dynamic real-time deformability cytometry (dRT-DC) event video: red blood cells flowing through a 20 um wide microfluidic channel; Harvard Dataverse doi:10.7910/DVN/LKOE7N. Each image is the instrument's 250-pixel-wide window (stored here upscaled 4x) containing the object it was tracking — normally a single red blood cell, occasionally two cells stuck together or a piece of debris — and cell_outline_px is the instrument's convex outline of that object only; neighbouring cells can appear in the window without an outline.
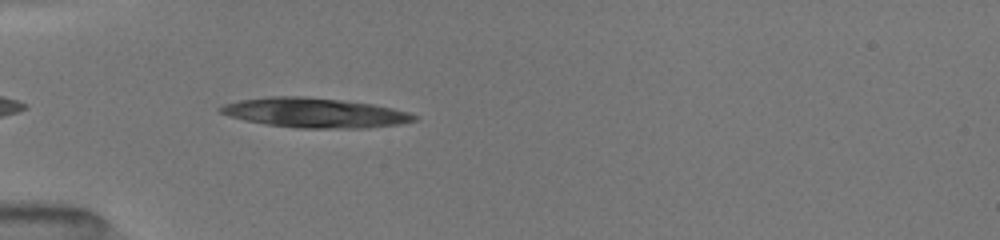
{"species": "common noctule bat (a hibernating species)", "species_latin": "Nyctalus noctula", "temperature_condition": "room temperature", "stored_images_in_passage": 32, "camera_frame_rate_fps": 3000, "um_per_image_px": 0.085, "animal": {"sex": "female", "body_mass_g": 19.5, "forearm_length_mm": 54.1}, "frame": {"image": 1, "passage_image": 4, "time_ms": 1.0, "image_size_px": [1000, 240], "cell_outline_px": [[420, 116], [416, 120], [400, 124], [364, 128], [296, 128], [268, 124], [244, 120], [228, 116], [220, 112], [216, 108], [224, 104], [240, 100], [268, 96], [304, 96], [340, 100], [372, 104], [392, 108], [408, 112]], "centroid_in_image_um": [26.74, 9.58], "position_along_channel_um": 58.3, "area_um2": 33.52}}